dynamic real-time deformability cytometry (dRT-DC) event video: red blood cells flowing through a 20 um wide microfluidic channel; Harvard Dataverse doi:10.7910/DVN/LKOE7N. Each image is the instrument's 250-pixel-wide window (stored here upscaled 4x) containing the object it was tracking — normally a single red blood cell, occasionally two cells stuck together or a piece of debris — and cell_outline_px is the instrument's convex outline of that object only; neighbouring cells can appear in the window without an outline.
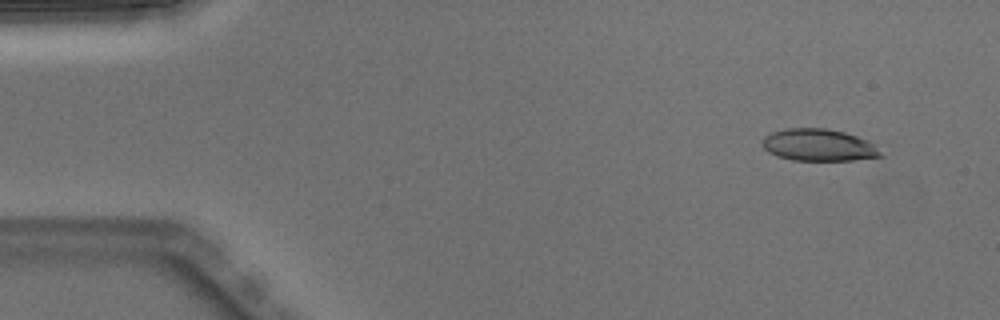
{"species": "Egyptian fruit bat (a non-hibernating species)", "species_latin": "Rousettus aegyptiacus", "temperature_condition": "warm", "stored_images_in_passage": 4, "camera_frame_rate_fps": 3000, "um_per_image_px": 0.085, "animal": {"sex": "male"}, "frame": {"image": 1, "passage_image": 1, "time_ms": 0.0, "image_size_px": [1000, 320], "cell_outline_px": [[884, 156], [852, 160], [792, 160], [776, 156], [768, 152], [764, 148], [764, 136], [772, 132], [784, 128], [824, 128], [844, 132], [868, 140]], "centroid_in_image_um": [69.56, 12.33], "position_along_channel_um": 15.4, "area_um2": 21.91}}
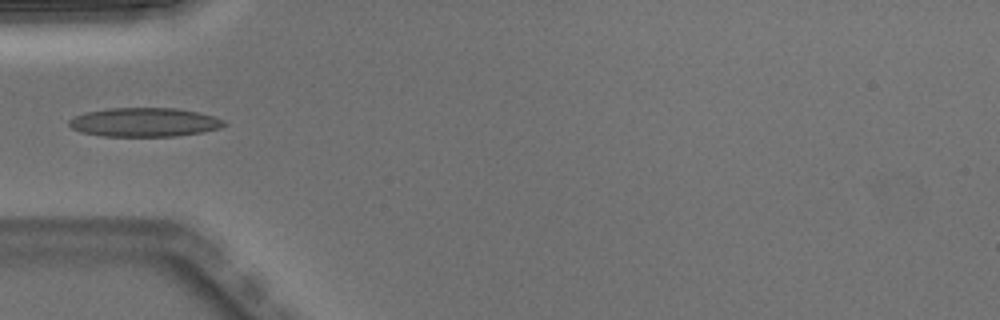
{"frame": {"image": 2, "passage_image": 4, "time_ms": 1.0, "image_size_px": [1000, 320], "cell_outline_px": [[228, 124], [220, 128], [200, 132], [176, 136], [100, 136], [80, 132], [72, 128], [68, 124], [68, 120], [72, 116], [84, 112], [108, 108], [176, 108], [200, 112], [224, 120]], "centroid_in_image_um": [12.23, 10.38], "position_along_channel_um": 72.8, "area_um2": 26.36}}